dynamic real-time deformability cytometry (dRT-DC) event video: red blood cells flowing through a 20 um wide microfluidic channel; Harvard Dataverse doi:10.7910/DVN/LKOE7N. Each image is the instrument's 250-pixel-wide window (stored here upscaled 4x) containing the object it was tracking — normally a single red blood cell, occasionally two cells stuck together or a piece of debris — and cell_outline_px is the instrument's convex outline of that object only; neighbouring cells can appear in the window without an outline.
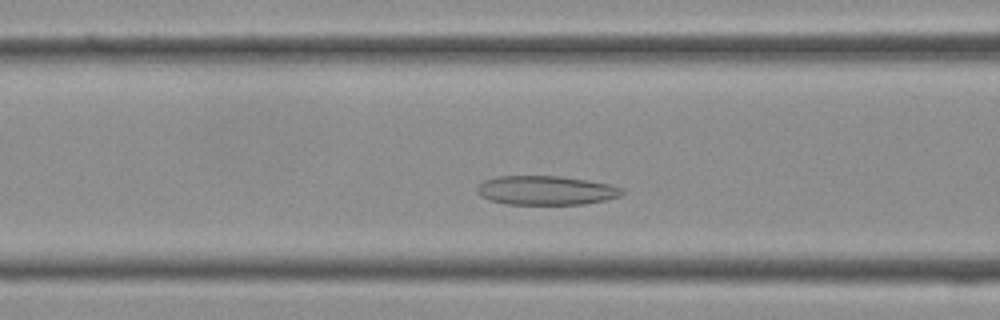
{"species": "Egyptian fruit bat (a non-hibernating species)", "species_latin": "Rousettus aegyptiacus", "temperature_condition": "cold", "stored_images_in_passage": 36, "camera_frame_rate_fps": 3000, "um_per_image_px": 0.085, "frame": {"image": 1, "passage_image": 11, "time_ms": 3.333, "image_size_px": [1000, 320], "cell_outline_px": [[624, 192], [620, 196], [604, 200], [584, 204], [508, 204], [488, 200], [480, 196], [476, 192], [476, 188], [484, 180], [496, 176], [560, 176], [612, 184], [624, 188]], "centroid_in_image_um": [46.4, 16.18], "position_along_channel_um": 120.2, "area_um2": 24.74}}
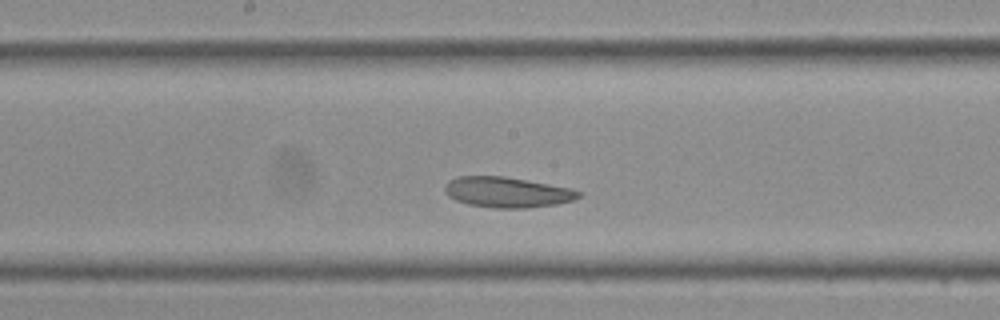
{"frame": {"image": 2, "passage_image": 16, "time_ms": 5.0, "image_size_px": [1000, 320], "cell_outline_px": [[580, 196], [572, 200], [556, 204], [528, 208], [496, 208], [468, 204], [456, 200], [448, 196], [444, 192], [444, 184], [448, 180], [460, 176], [504, 176], [572, 188], [580, 192]], "centroid_in_image_um": [43.07, 16.33], "position_along_channel_um": 205.1, "area_um2": 23.76}}
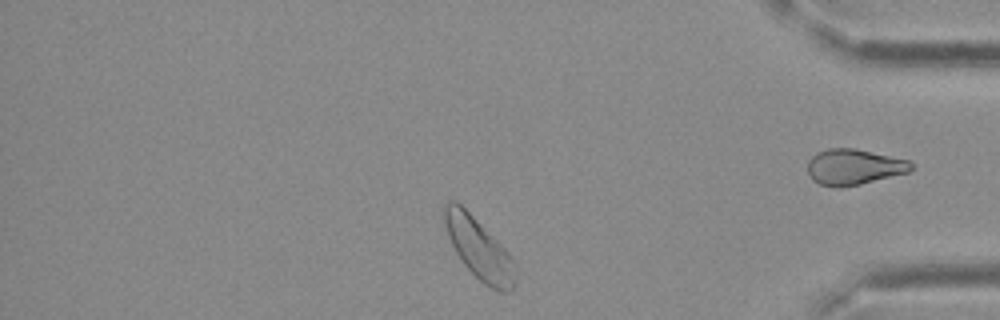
{"frame": {"image": 3, "passage_image": 29, "time_ms": 9.333, "image_size_px": [1000, 320], "cell_outline_px": [[516, 284], [508, 292], [496, 292], [484, 284], [464, 264], [456, 252], [448, 236], [444, 224], [444, 204], [448, 200], [456, 200], [508, 252], [516, 264]], "centroid_in_image_um": [40.73, 21.17], "position_along_channel_um": 394.5, "area_um2": 24.97}}